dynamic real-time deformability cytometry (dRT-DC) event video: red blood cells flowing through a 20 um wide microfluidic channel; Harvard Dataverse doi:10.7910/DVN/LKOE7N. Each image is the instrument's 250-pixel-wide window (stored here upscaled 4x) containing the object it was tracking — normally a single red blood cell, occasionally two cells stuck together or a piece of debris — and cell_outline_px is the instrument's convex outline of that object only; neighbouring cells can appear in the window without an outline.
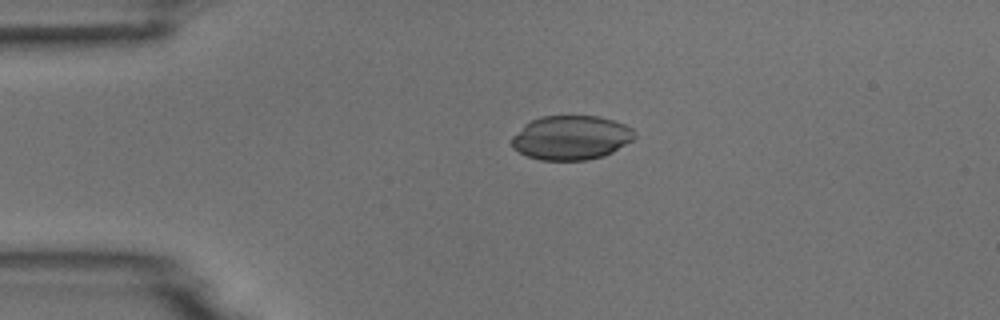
{"species": "common noctule bat (a hibernating species)", "species_latin": "Nyctalus noctula", "temperature_condition": "room temperature", "stored_images_in_passage": 4, "camera_frame_rate_fps": 3000, "um_per_image_px": 0.085, "animal": {"sex": "male", "body_mass_g": 18.8}, "frame": {"image": 1, "passage_image": 3, "time_ms": 2.333, "image_size_px": [1000, 320], "cell_outline_px": [[636, 136], [632, 140], [612, 152], [604, 156], [588, 160], [540, 160], [528, 156], [512, 148], [512, 136], [524, 124], [540, 116], [600, 116], [624, 124], [632, 128], [636, 132]], "centroid_in_image_um": [48.54, 11.7], "position_along_channel_um": 36.5, "area_um2": 31.73}}